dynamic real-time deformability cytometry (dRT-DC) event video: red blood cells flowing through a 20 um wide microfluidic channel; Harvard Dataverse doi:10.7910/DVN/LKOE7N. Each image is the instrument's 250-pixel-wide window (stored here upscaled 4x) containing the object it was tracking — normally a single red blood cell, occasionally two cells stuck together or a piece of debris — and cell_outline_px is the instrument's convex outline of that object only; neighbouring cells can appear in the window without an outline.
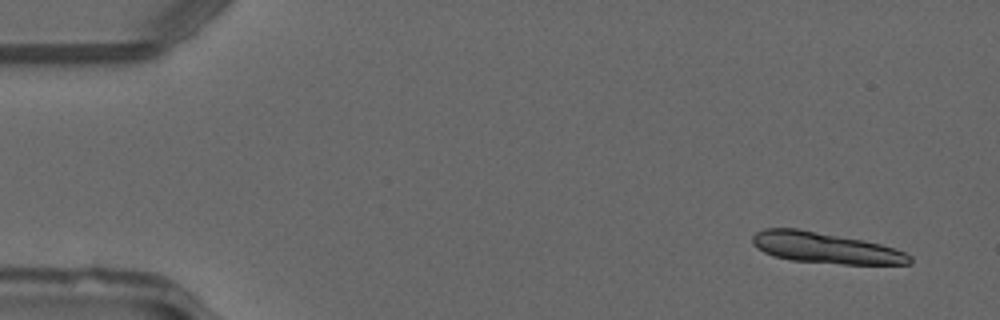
{"species": "common noctule bat (a hibernating species)", "species_latin": "Nyctalus noctula", "temperature_condition": "warm", "stored_images_in_passage": 12, "camera_frame_rate_fps": 3000, "um_per_image_px": 0.085, "animal": {"sex": "male", "forearm_length_mm": 52.5}, "frame": {"image": 1, "passage_image": 3, "time_ms": 0.667, "image_size_px": [1000, 320], "cell_outline_px": [[912, 264], [840, 264], [792, 260], [772, 256], [756, 248], [752, 244], [752, 236], [756, 232], [764, 228], [796, 228], [864, 240], [880, 244], [904, 252], [912, 256]], "centroid_in_image_um": [70.12, 21.07], "position_along_channel_um": 14.9, "area_um2": 28.32}}